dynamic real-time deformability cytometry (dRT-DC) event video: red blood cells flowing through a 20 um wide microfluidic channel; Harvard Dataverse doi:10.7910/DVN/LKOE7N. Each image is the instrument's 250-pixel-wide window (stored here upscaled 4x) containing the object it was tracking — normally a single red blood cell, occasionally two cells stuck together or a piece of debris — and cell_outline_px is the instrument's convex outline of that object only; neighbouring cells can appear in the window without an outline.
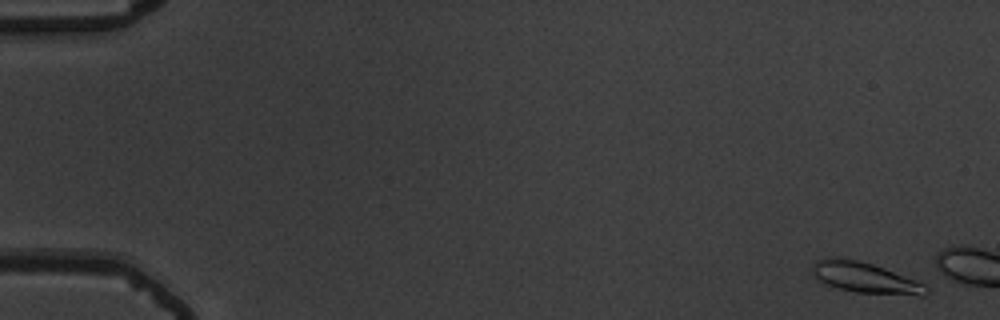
{"species": "common noctule bat (a hibernating species)", "species_latin": "Nyctalus noctula", "temperature_condition": "warm", "stored_images_in_passage": 8, "camera_frame_rate_fps": 3000, "um_per_image_px": 0.085, "animal": {"sex": "male", "body_mass_g": 19.5, "forearm_length_mm": 54.6}, "frame": {"image": 1, "passage_image": 2, "time_ms": 0.333, "image_size_px": [1000, 320], "cell_outline_px": [[928, 292], [924, 296], [920, 296], [856, 292], [840, 288], [816, 280], [812, 272], [812, 264], [816, 260], [828, 256], [836, 256], [860, 260], [884, 268], [916, 280], [924, 284], [928, 288]], "centroid_in_image_um": [73.5, 23.58], "position_along_channel_um": 11.5, "area_um2": 20.58}}